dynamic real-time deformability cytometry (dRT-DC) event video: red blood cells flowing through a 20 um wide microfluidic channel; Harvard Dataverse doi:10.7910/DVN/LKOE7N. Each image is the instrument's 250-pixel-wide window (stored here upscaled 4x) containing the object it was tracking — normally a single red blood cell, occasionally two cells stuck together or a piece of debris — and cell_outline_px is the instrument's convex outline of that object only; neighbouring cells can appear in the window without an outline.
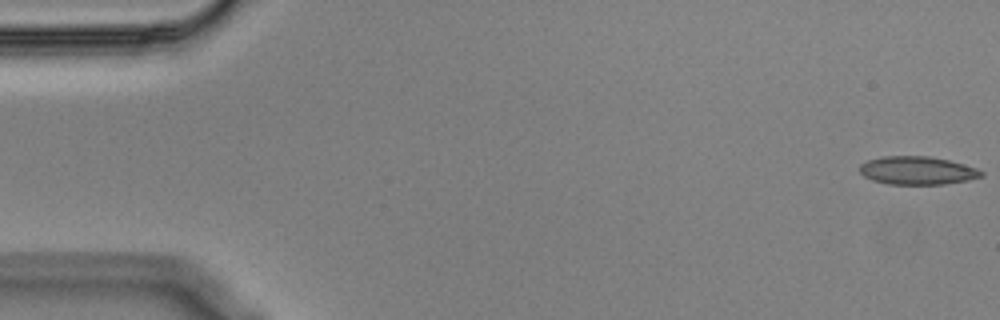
{"species": "Egyptian fruit bat (a non-hibernating species)", "species_latin": "Rousettus aegyptiacus", "temperature_condition": "cold", "stored_images_in_passage": 56, "segment_of_instrument_passage": [1, 2], "camera_frame_rate_fps": 3000, "um_per_image_px": 0.085, "animal": {"sex": "male"}, "frame": {"image": 1, "passage_image": 1, "time_ms": 0.0, "image_size_px": [1000, 320], "cell_outline_px": [[984, 176], [968, 180], [944, 184], [888, 184], [872, 180], [864, 176], [860, 172], [860, 164], [868, 160], [884, 156], [928, 156], [948, 160], [964, 164], [976, 168], [984, 172]], "centroid_in_image_um": [77.98, 14.49], "position_along_channel_um": 7.0, "area_um2": 19.94}}
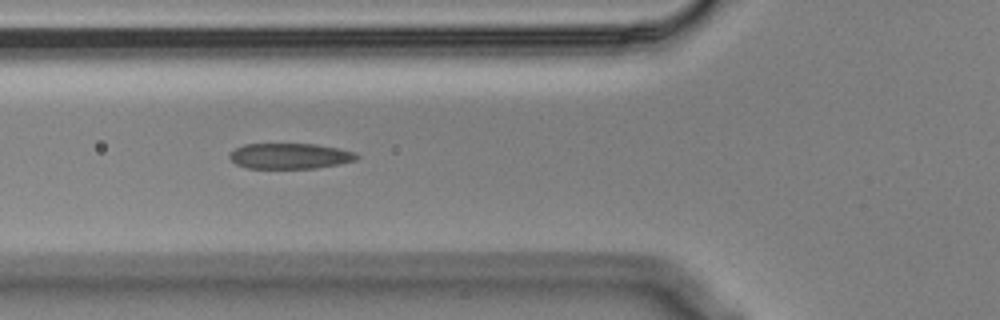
{"frame": {"image": 2, "passage_image": 20, "time_ms": 6.333, "image_size_px": [1000, 320], "cell_outline_px": [[360, 156], [356, 160], [340, 164], [316, 168], [248, 168], [236, 164], [228, 156], [228, 152], [244, 144], [316, 144], [356, 152]], "centroid_in_image_um": [24.64, 13.26], "position_along_channel_um": 101.2, "area_um2": 19.02}}
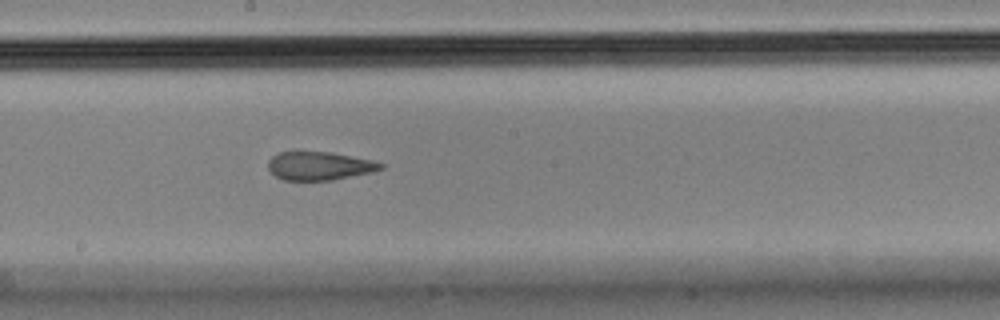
{"frame": {"image": 3, "passage_image": 30, "time_ms": 9.667, "image_size_px": [1000, 320], "cell_outline_px": [[384, 168], [372, 172], [332, 180], [284, 180], [276, 176], [268, 168], [268, 160], [272, 156], [280, 152], [296, 148], [328, 152], [372, 160], [384, 164]], "centroid_in_image_um": [27.09, 14.06], "position_along_channel_um": 221.1, "area_um2": 19.13}}